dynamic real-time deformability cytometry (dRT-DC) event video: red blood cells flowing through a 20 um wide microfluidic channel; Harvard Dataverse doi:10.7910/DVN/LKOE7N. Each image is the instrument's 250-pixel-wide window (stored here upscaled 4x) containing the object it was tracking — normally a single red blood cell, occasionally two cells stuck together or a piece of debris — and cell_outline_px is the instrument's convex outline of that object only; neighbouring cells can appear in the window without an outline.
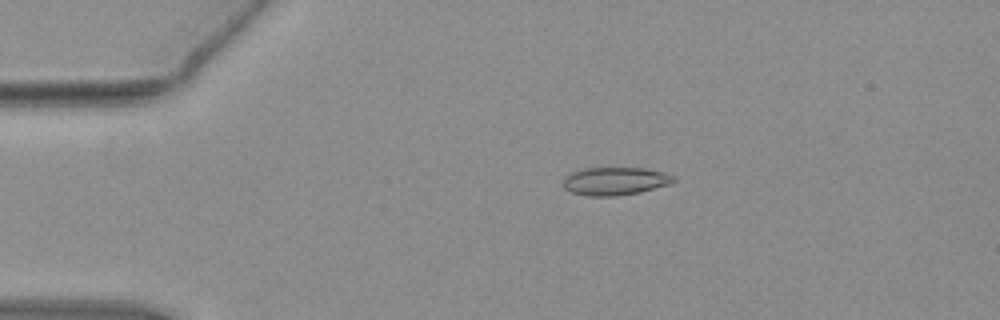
{"species": "common noctule bat (a hibernating species)", "species_latin": "Nyctalus noctula", "temperature_condition": "warm", "stored_images_in_passage": 46, "camera_frame_rate_fps": 3000, "um_per_image_px": 0.085, "animal": {"sex": "female", "body_mass_g": 19.3, "forearm_length_mm": 54.1}, "frame": {"image": 1, "passage_image": 3, "time_ms": 0.667, "image_size_px": [1000, 320], "cell_outline_px": [[676, 180], [672, 184], [640, 192], [616, 196], [588, 196], [572, 192], [564, 188], [564, 176], [572, 172], [584, 168], [648, 168], [664, 172], [676, 176]], "centroid_in_image_um": [52.33, 15.39], "position_along_channel_um": 32.7, "area_um2": 18.21}}
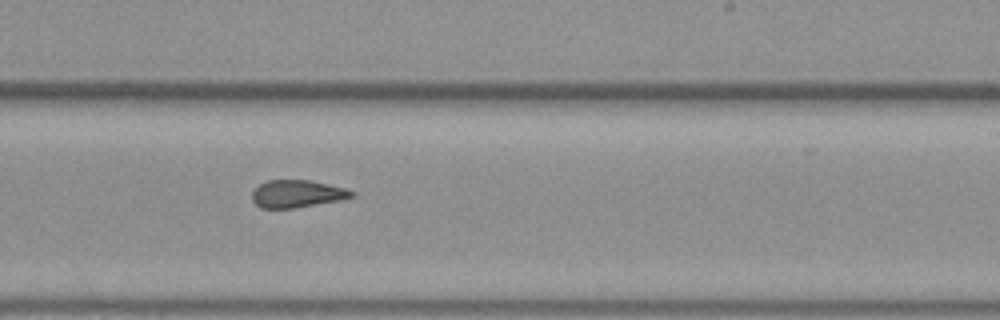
{"frame": {"image": 2, "passage_image": 25, "time_ms": 8.0, "image_size_px": [1000, 320], "cell_outline_px": [[356, 196], [340, 200], [296, 208], [260, 208], [252, 200], [252, 192], [260, 184], [268, 180], [312, 180], [344, 188], [356, 192]], "centroid_in_image_um": [25.27, 16.47], "position_along_channel_um": 263.7, "area_um2": 16.01}}
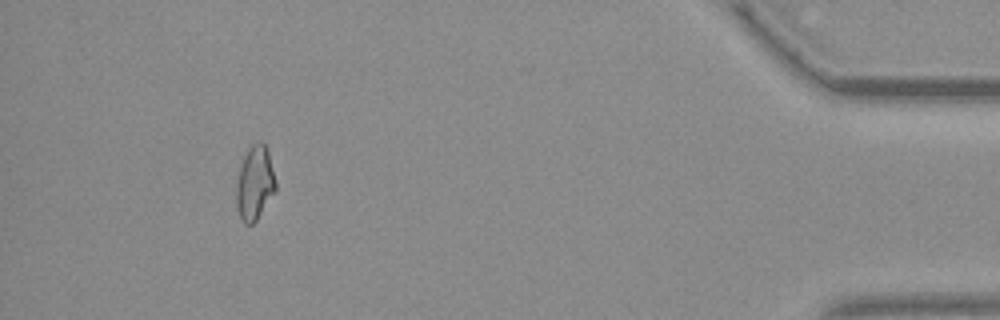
{"frame": {"image": 3, "passage_image": 42, "time_ms": 13.667, "image_size_px": [1000, 320], "cell_outline_px": [[276, 188], [256, 220], [252, 224], [244, 224], [236, 208], [236, 184], [240, 164], [248, 148], [256, 140], [260, 140], [268, 148], [276, 180]], "centroid_in_image_um": [21.64, 15.5], "position_along_channel_um": 413.6, "area_um2": 17.11}, "authors_computed_cell_mechanics": {"area_um2": 17.1088, "velocity_mm_per_s": 3.8022, "shape_relaxation_time_tau1_ms": 8.1927, "shape_relaxation_time_tau2_ms": 1.7171, "deformation_change_tau1": 0.1726, "deformation_change_tau2": 0.1081}}